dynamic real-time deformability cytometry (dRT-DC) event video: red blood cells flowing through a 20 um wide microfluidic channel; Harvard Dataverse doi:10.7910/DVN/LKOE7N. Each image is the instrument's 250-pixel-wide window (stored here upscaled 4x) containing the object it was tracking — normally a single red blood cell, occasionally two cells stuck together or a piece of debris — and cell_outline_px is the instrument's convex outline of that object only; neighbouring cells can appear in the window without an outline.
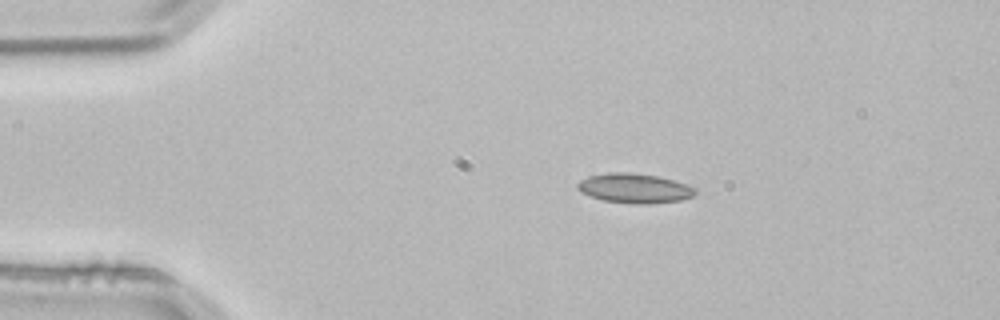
{"species": "common noctule bat (a hibernating species)", "species_latin": "Nyctalus noctula", "temperature_condition": "room temperature", "stored_images_in_passage": 2, "camera_frame_rate_fps": 3000, "um_per_image_px": 0.085, "animal": {"sex": "male", "body_mass_g": 21.5, "forearm_length_mm": 52.0}, "frame": {"image": 1, "passage_image": 1, "time_ms": 0.0, "image_size_px": [1000, 320], "cell_outline_px": [[696, 192], [692, 196], [680, 200], [648, 204], [636, 204], [604, 200], [580, 192], [576, 188], [576, 184], [580, 180], [588, 176], [608, 172], [628, 172], [660, 176], [688, 184], [696, 188]], "centroid_in_image_um": [53.93, 15.99], "position_along_channel_um": 31.1, "area_um2": 20.4}}